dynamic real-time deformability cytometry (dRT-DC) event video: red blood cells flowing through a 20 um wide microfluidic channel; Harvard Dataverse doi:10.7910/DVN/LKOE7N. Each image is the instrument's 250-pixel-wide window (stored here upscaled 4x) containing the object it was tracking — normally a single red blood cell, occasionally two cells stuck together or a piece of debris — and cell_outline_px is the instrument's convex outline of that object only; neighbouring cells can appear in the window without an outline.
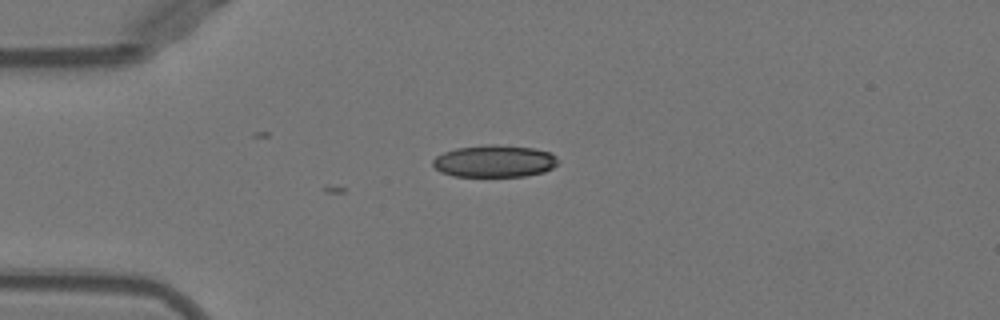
{"species": "Egyptian fruit bat (a non-hibernating species)", "species_latin": "Rousettus aegyptiacus", "temperature_condition": "warm", "stored_images_in_passage": 3, "camera_frame_rate_fps": 3000, "um_per_image_px": 0.085, "animal": {"sex": "female"}, "frame": {"image": 1, "passage_image": 1, "time_ms": 0.0, "image_size_px": [1000, 320], "cell_outline_px": [[556, 164], [552, 168], [544, 172], [524, 176], [452, 176], [440, 172], [432, 164], [432, 160], [436, 156], [444, 152], [456, 148], [488, 144], [496, 144], [532, 148], [552, 152], [556, 156]], "centroid_in_image_um": [42.01, 13.69], "position_along_channel_um": 43.0, "area_um2": 23.47}}